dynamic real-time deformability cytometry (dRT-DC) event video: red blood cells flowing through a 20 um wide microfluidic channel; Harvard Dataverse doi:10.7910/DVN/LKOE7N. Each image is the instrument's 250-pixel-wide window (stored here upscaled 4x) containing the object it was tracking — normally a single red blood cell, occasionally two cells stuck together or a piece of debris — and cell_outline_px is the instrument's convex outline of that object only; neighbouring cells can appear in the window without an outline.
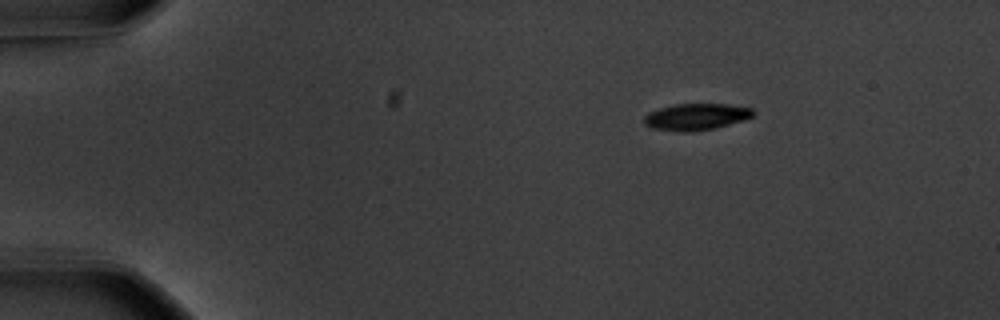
{"species": "common noctule bat (a hibernating species)", "species_latin": "Nyctalus noctula", "temperature_condition": "warm", "stored_images_in_passage": 48, "camera_frame_rate_fps": 3000, "um_per_image_px": 0.085, "animal": {"sex": "male", "body_mass_g": 20.1, "forearm_length_mm": 53.5}, "frame": {"image": 1, "passage_image": 1, "time_ms": 0.0, "image_size_px": [1000, 320], "cell_outline_px": [[756, 112], [752, 116], [744, 120], [716, 128], [692, 132], [680, 132], [652, 128], [644, 124], [644, 116], [648, 112], [660, 108], [676, 104], [728, 104], [752, 108]], "centroid_in_image_um": [59.18, 9.93], "position_along_channel_um": 25.8, "area_um2": 17.05}}
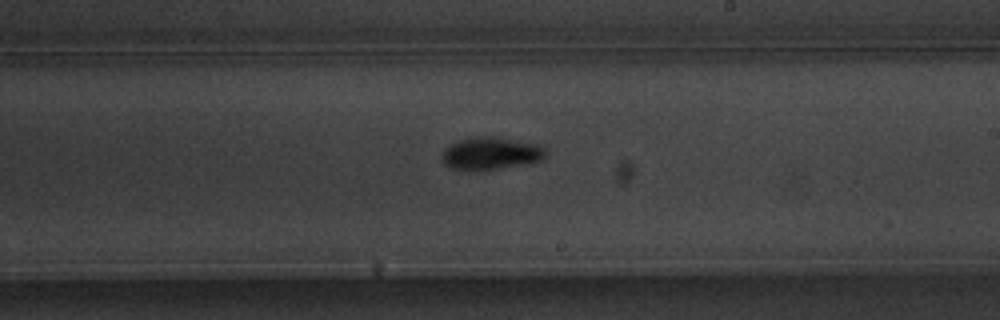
{"frame": {"image": 2, "passage_image": 26, "time_ms": 8.333, "image_size_px": [1000, 320], "cell_outline_px": [[544, 156], [540, 160], [500, 168], [452, 168], [444, 164], [440, 156], [444, 148], [456, 140], [476, 136], [492, 136], [532, 144], [544, 148]], "centroid_in_image_um": [41.61, 13.0], "position_along_channel_um": 247.4, "area_um2": 18.79}}
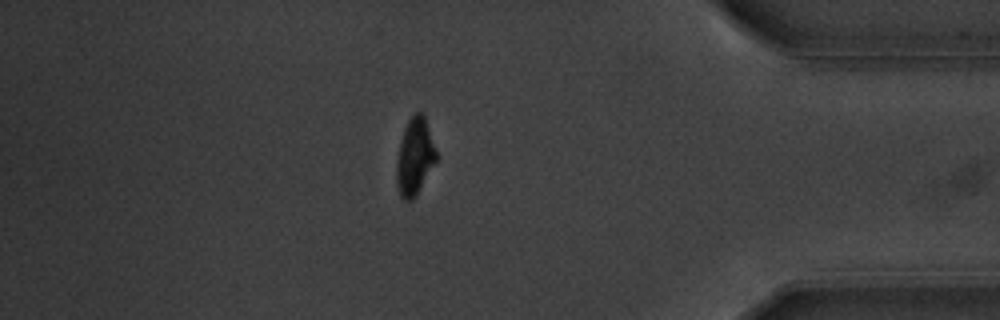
{"frame": {"image": 3, "passage_image": 41, "time_ms": 13.333, "image_size_px": [1000, 320], "cell_outline_px": [[436, 160], [416, 196], [412, 200], [404, 200], [400, 196], [396, 184], [396, 160], [400, 140], [404, 128], [408, 120], [416, 112], [424, 112], [436, 152]], "centroid_in_image_um": [35.23, 13.31], "position_along_channel_um": 400.0, "area_um2": 17.8}, "authors_computed_cell_mechanics": {"area_um2": 18.0625, "velocity_mm_per_s": 3.635, "shape_relaxation_time_tau1_ms": 2.2171, "shape_relaxation_time_tau2_ms": 7.9767, "deformation_change_tau1": 0.1616, "deformation_change_tau2": 0.0952}}